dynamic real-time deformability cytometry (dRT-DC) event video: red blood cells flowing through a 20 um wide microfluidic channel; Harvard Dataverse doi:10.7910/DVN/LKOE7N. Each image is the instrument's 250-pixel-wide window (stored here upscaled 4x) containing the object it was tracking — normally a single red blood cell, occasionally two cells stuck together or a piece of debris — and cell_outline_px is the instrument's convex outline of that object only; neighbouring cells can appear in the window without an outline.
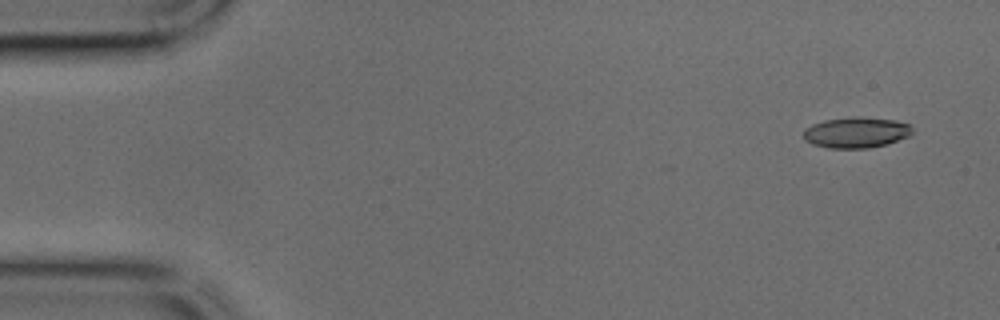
{"species": "common noctule bat (a hibernating species)", "species_latin": "Nyctalus noctula", "temperature_condition": "cold", "stored_images_in_passage": 43, "camera_frame_rate_fps": 3000, "um_per_image_px": 0.085, "animal": {"sex": "male", "body_mass_g": 17.9, "forearm_length_mm": 54.2}, "frame": {"image": 1, "passage_image": 3, "time_ms": 0.667, "image_size_px": [1000, 320], "cell_outline_px": [[912, 132], [908, 136], [884, 144], [868, 148], [828, 148], [812, 144], [804, 140], [804, 128], [812, 124], [824, 120], [852, 116], [860, 116], [896, 120], [908, 124], [912, 128]], "centroid_in_image_um": [72.73, 11.24], "position_along_channel_um": 12.3, "area_um2": 19.54}}
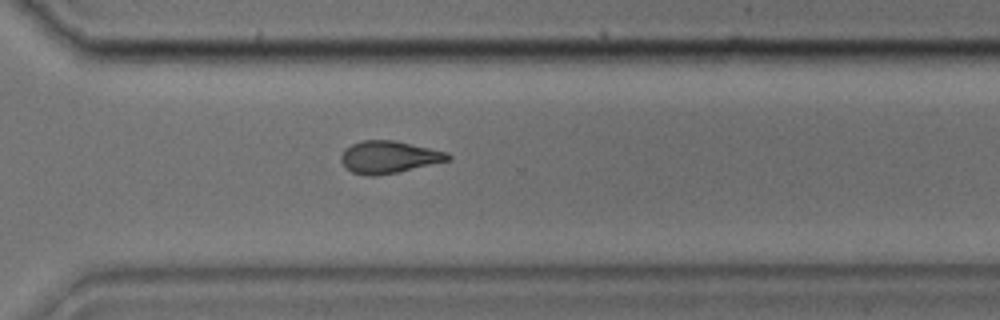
{"frame": {"image": 2, "passage_image": 32, "time_ms": 10.333, "image_size_px": [1000, 320], "cell_outline_px": [[452, 160], [396, 172], [376, 176], [372, 176], [352, 172], [340, 160], [340, 156], [352, 144], [360, 140], [396, 140], [448, 152], [452, 156]], "centroid_in_image_um": [33.11, 13.34], "position_along_channel_um": 337.5, "area_um2": 20.0}}
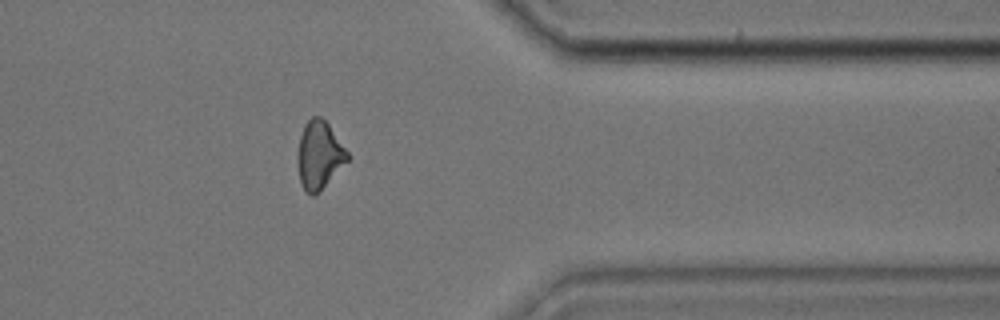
{"frame": {"image": 3, "passage_image": 36, "time_ms": 11.667, "image_size_px": [1000, 320], "cell_outline_px": [[348, 160], [312, 196], [304, 192], [300, 184], [296, 160], [300, 136], [304, 124], [312, 116], [320, 116], [328, 124], [348, 152]], "centroid_in_image_um": [27.08, 13.16], "position_along_channel_um": 384.3, "area_um2": 19.36}}